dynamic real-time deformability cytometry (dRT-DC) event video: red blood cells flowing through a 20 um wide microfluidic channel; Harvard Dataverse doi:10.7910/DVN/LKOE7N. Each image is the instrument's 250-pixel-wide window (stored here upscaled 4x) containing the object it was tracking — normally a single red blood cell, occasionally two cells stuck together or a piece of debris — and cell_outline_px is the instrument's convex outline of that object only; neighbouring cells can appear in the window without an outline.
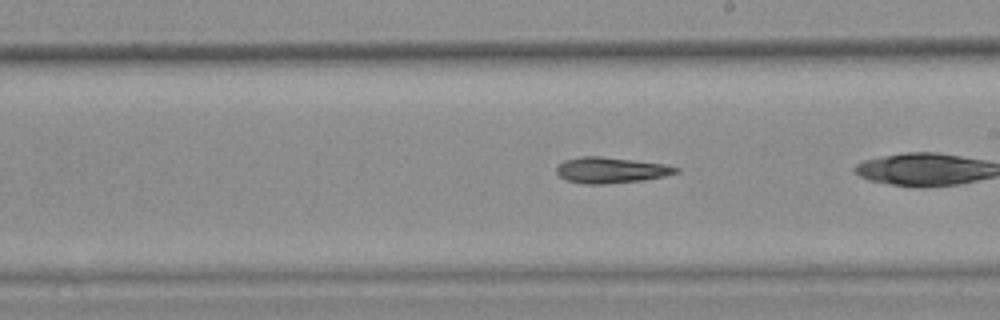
{"species": "common noctule bat (a hibernating species)", "species_latin": "Nyctalus noctula", "temperature_condition": "warm", "stored_images_in_passage": 31, "camera_frame_rate_fps": 3000, "um_per_image_px": 0.085, "animal": {"sex": "female", "body_mass_g": 25.1}, "frame": {"image": 1, "passage_image": 14, "time_ms": 4.333, "image_size_px": [1000, 320], "cell_outline_px": [[680, 172], [664, 176], [640, 180], [600, 184], [584, 184], [564, 180], [556, 172], [556, 168], [564, 160], [580, 156], [600, 156], [664, 164], [680, 168]], "centroid_in_image_um": [51.89, 14.46], "position_along_channel_um": 237.1, "area_um2": 17.86}}